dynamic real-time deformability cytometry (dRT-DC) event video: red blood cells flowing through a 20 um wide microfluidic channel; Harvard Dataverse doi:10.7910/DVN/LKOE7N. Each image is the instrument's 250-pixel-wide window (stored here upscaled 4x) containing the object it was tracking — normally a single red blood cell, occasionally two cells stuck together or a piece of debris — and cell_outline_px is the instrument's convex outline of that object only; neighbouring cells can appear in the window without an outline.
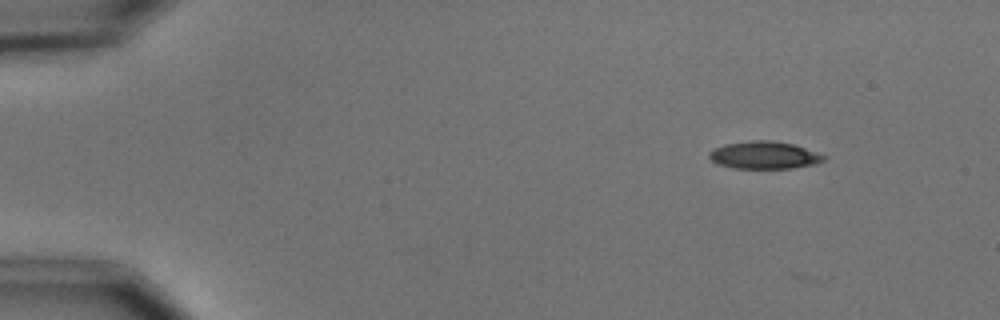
{"species": "common noctule bat (a hibernating species)", "species_latin": "Nyctalus noctula", "temperature_condition": "cold", "stored_images_in_passage": 3, "camera_frame_rate_fps": 3000, "um_per_image_px": 0.085, "animal": {"sex": "male", "body_mass_g": 15.6}, "frame": {"image": 1, "passage_image": 1, "time_ms": 0.0, "image_size_px": [1000, 320], "cell_outline_px": [[828, 156], [824, 160], [816, 164], [792, 168], [732, 168], [716, 164], [708, 156], [708, 152], [712, 148], [724, 144], [748, 140], [772, 140], [792, 144]], "centroid_in_image_um": [64.91, 13.18], "position_along_channel_um": 20.1, "area_um2": 18.55}}